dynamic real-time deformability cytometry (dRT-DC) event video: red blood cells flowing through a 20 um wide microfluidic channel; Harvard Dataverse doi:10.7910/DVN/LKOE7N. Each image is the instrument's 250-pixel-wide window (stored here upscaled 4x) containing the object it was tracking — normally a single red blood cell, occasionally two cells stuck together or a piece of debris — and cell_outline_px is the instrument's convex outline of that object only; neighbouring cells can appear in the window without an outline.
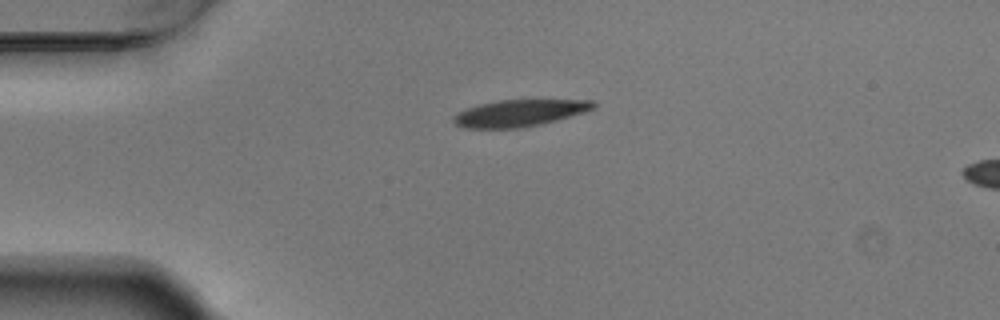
{"species": "Egyptian fruit bat (a non-hibernating species)", "species_latin": "Rousettus aegyptiacus", "temperature_condition": "warm", "stored_images_in_passage": 5, "camera_frame_rate_fps": 3000, "um_per_image_px": 0.085, "animal": {"sex": "male"}, "frame": {"image": 1, "passage_image": 1, "time_ms": 0.0, "image_size_px": [1000, 320], "cell_outline_px": [[596, 108], [584, 112], [556, 120], [524, 128], [464, 128], [456, 124], [452, 120], [460, 112], [468, 108], [480, 104], [500, 100], [592, 100], [596, 104]], "centroid_in_image_um": [44.19, 9.61], "position_along_channel_um": 40.8, "area_um2": 21.56}}